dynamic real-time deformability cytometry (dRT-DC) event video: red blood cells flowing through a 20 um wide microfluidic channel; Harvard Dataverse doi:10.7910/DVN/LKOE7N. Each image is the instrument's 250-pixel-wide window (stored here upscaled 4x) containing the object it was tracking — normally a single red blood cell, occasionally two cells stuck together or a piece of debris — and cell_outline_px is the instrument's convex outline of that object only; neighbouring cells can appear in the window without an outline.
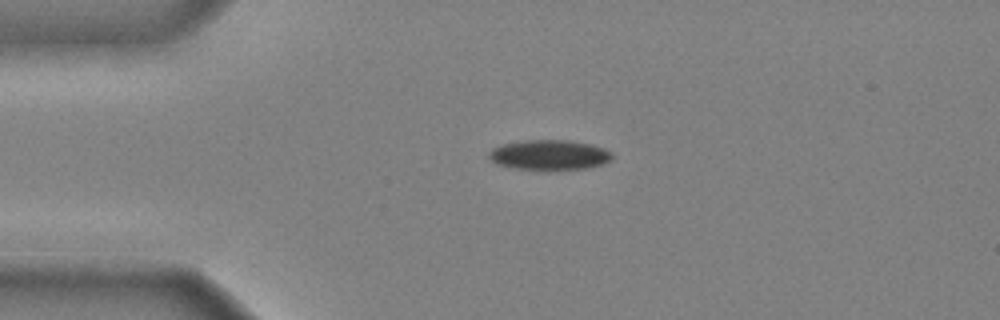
{"species": "common noctule bat (a hibernating species)", "species_latin": "Nyctalus noctula", "temperature_condition": "cold", "stored_images_in_passage": 36, "camera_frame_rate_fps": 3000, "um_per_image_px": 0.085, "animal": {"sex": "male", "body_mass_g": 20.4}, "frame": {"image": 1, "passage_image": 1, "time_ms": 0.0, "image_size_px": [1000, 320], "cell_outline_px": [[612, 160], [604, 164], [588, 168], [556, 172], [536, 172], [512, 168], [496, 164], [488, 156], [488, 152], [492, 148], [504, 144], [524, 140], [572, 140], [592, 144], [604, 148], [612, 152]], "centroid_in_image_um": [46.72, 13.22], "position_along_channel_um": 38.3, "area_um2": 22.72}}
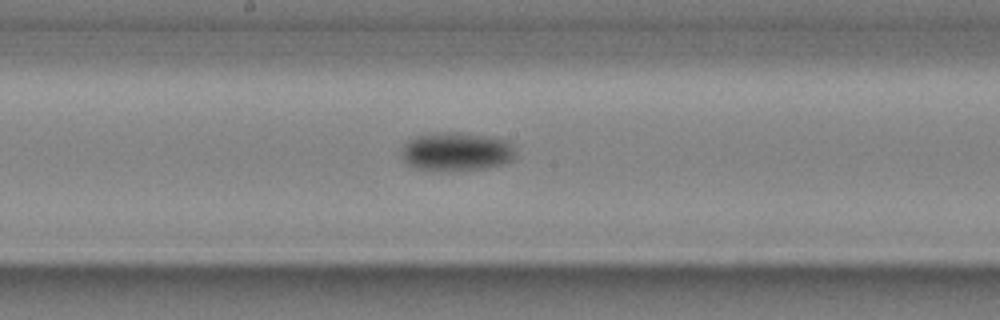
{"frame": {"image": 2, "passage_image": 16, "time_ms": 5.0, "image_size_px": [1000, 320], "cell_outline_px": [[516, 156], [512, 160], [504, 164], [484, 168], [440, 172], [416, 168], [408, 164], [404, 160], [404, 144], [408, 140], [416, 136], [432, 132], [456, 132], [488, 136], [508, 140], [512, 144], [516, 152]], "centroid_in_image_um": [38.83, 12.89], "position_along_channel_um": 209.4, "area_um2": 25.95}}
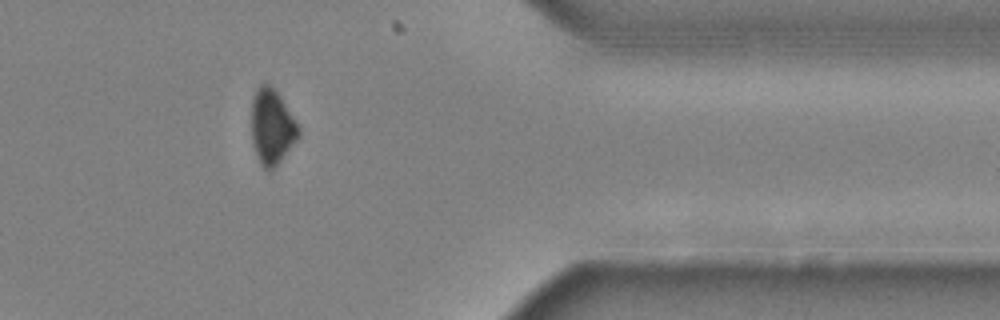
{"frame": {"image": 3, "passage_image": 31, "time_ms": 10.0, "image_size_px": [1000, 320], "cell_outline_px": [[300, 136], [280, 160], [272, 168], [264, 168], [260, 164], [252, 140], [252, 100], [260, 84], [272, 84], [296, 120], [300, 128]], "centroid_in_image_um": [23.13, 10.73], "position_along_channel_um": 388.3, "area_um2": 20.29}, "authors_computed_cell_mechanics": {"area_um2": 23.987, "velocity_mm_per_s": 3.9674, "shape_relaxation_time_tau1_ms": 8.782, "shape_relaxation_time_tau2_ms": null, "deformation_change_tau1": 0.2271, "deformation_change_tau2": null}}